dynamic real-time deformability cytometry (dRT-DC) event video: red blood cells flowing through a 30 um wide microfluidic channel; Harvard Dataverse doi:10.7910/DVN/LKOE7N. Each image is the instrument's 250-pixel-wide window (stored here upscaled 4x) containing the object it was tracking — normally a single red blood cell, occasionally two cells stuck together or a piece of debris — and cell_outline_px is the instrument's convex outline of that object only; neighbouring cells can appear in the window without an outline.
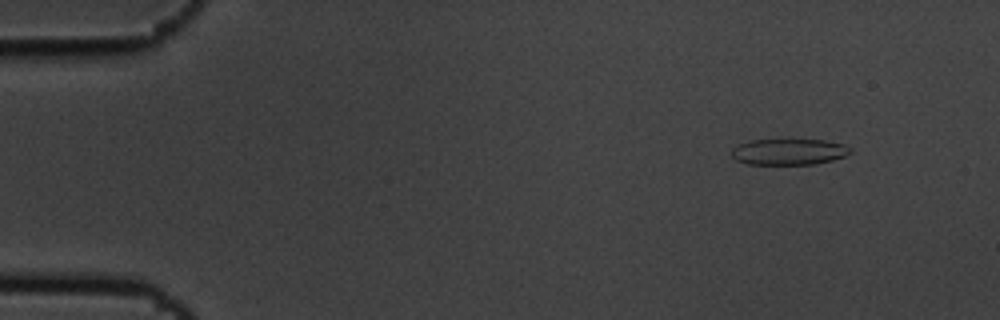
{"species": "common noctule bat (a hibernating species)", "species_latin": "Nyctalus noctula", "temperature_condition": "cold", "stored_images_in_passage": 5, "camera_frame_rate_fps": 3000, "um_per_image_px": 0.085, "animal": {"sex": "male", "body_mass_g": 19.5, "forearm_length_mm": 54.6}, "frame": {"image": 1, "passage_image": 2, "time_ms": 0.333, "image_size_px": [1000, 320], "cell_outline_px": [[852, 152], [844, 156], [832, 160], [812, 164], [748, 164], [736, 160], [732, 156], [732, 148], [736, 144], [752, 140], [824, 140], [844, 144], [852, 148]], "centroid_in_image_um": [67.05, 12.9], "position_along_channel_um": 18.0, "area_um2": 18.03}}